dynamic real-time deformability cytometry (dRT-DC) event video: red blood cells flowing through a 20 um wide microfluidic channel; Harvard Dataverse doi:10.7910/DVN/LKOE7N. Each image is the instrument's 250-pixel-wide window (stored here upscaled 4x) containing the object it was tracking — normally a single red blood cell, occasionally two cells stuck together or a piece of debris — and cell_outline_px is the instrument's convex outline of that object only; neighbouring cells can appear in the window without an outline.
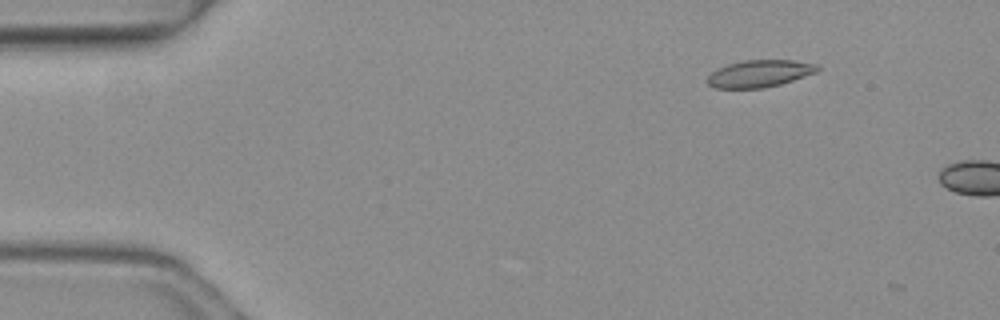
{"species": "common noctule bat (a hibernating species)", "species_latin": "Nyctalus noctula", "temperature_condition": "warm", "stored_images_in_passage": 3, "camera_frame_rate_fps": 3000, "um_per_image_px": 0.085, "animal": {"sex": "female", "body_mass_g": 19.3, "forearm_length_mm": 54.1}, "frame": {"image": 1, "passage_image": 2, "time_ms": 0.333, "image_size_px": [1000, 320], "cell_outline_px": [[820, 68], [816, 72], [780, 84], [764, 88], [716, 88], [708, 84], [704, 80], [716, 68], [728, 64], [744, 60], [792, 60], [816, 64]], "centroid_in_image_um": [64.51, 6.25], "position_along_channel_um": 20.5, "area_um2": 17.34}}